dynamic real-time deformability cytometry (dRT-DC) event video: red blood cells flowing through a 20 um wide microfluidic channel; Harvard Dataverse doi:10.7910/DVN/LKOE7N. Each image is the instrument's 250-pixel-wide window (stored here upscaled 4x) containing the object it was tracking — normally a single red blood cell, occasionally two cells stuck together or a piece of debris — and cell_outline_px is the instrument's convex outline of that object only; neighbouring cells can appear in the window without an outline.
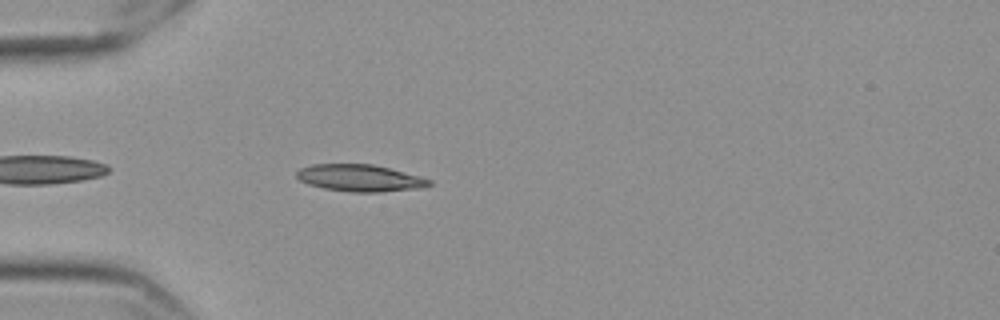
{"species": "Egyptian fruit bat (a non-hibernating species)", "species_latin": "Rousettus aegyptiacus", "temperature_condition": "cold", "stored_images_in_passage": 44, "camera_frame_rate_fps": 3000, "um_per_image_px": 0.085, "frame": {"image": 1, "passage_image": 4, "time_ms": 1.0, "image_size_px": [1000, 320], "cell_outline_px": [[432, 184], [420, 188], [380, 192], [348, 192], [324, 188], [308, 184], [300, 180], [296, 176], [296, 172], [300, 168], [312, 164], [372, 164], [420, 176], [432, 180]], "centroid_in_image_um": [30.58, 15.13], "position_along_channel_um": 54.4, "area_um2": 20.75}}
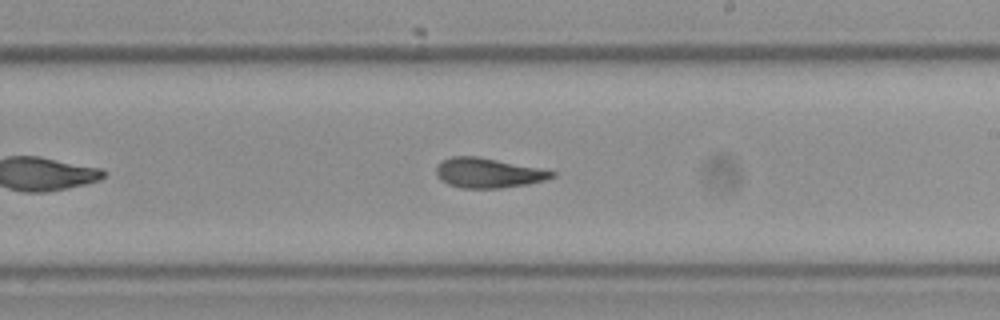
{"frame": {"image": 2, "passage_image": 21, "time_ms": 6.667, "image_size_px": [1000, 320], "cell_outline_px": [[556, 176], [544, 180], [528, 184], [500, 188], [460, 188], [448, 184], [440, 180], [436, 176], [436, 168], [444, 160], [452, 156], [476, 156], [556, 172]], "centroid_in_image_um": [41.45, 14.71], "position_along_channel_um": 247.5, "area_um2": 19.77}}
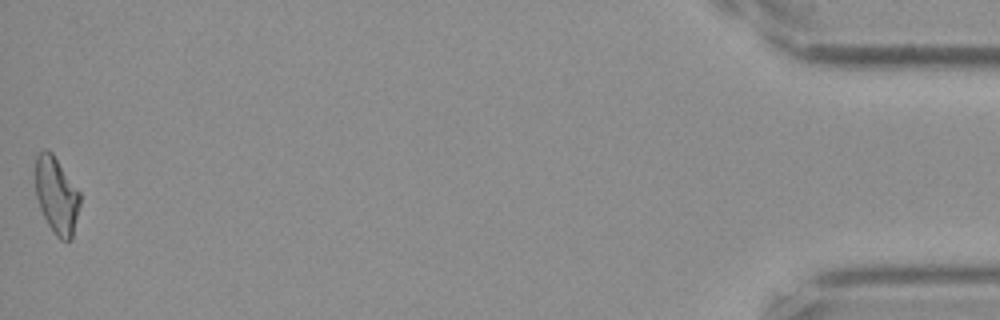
{"frame": {"image": 3, "passage_image": 44, "time_ms": 14.333, "image_size_px": [1000, 320], "cell_outline_px": [[80, 204], [72, 240], [60, 240], [52, 232], [40, 208], [36, 196], [36, 156], [44, 148], [52, 152], [80, 192]], "centroid_in_image_um": [4.82, 16.62], "position_along_channel_um": 430.4, "area_um2": 19.94}, "authors_computed_cell_mechanics": {"area_um2": 20.0277, "velocity_mm_per_s": 3.5712, "shape_relaxation_time_tau1_ms": null, "shape_relaxation_time_tau2_ms": 2.1008, "deformation_change_tau1": null, "deformation_change_tau2": 0.0901}}